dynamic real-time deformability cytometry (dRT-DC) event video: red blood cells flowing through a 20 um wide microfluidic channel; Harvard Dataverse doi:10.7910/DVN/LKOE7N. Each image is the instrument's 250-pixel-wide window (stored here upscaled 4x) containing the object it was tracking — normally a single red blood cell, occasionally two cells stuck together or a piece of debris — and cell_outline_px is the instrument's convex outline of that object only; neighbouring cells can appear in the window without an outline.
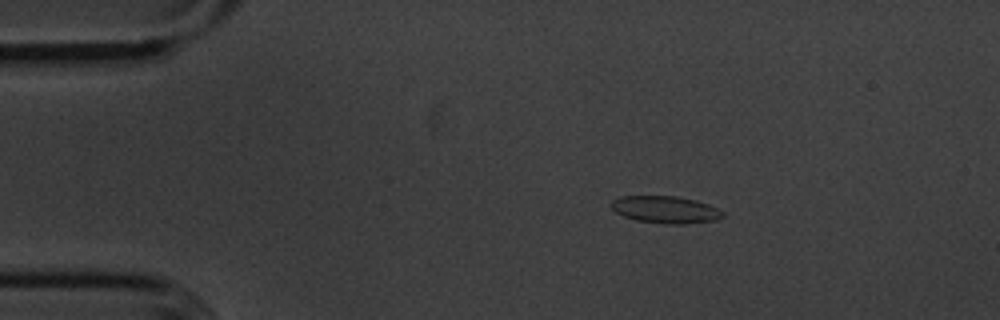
{"species": "common noctule bat (a hibernating species)", "species_latin": "Nyctalus noctula", "temperature_condition": "cold", "stored_images_in_passage": 47, "camera_frame_rate_fps": 3000, "um_per_image_px": 0.085, "animal": {"sex": "male", "body_mass_g": 20.1, "forearm_length_mm": 53.5}, "frame": {"image": 1, "passage_image": 1, "time_ms": 0.0, "image_size_px": [1000, 320], "cell_outline_px": [[724, 216], [716, 220], [684, 224], [668, 224], [636, 220], [624, 216], [616, 212], [608, 204], [612, 200], [620, 196], [676, 196], [696, 200], [708, 204], [724, 212]], "centroid_in_image_um": [56.55, 17.81], "position_along_channel_um": 28.5, "area_um2": 17.69}}
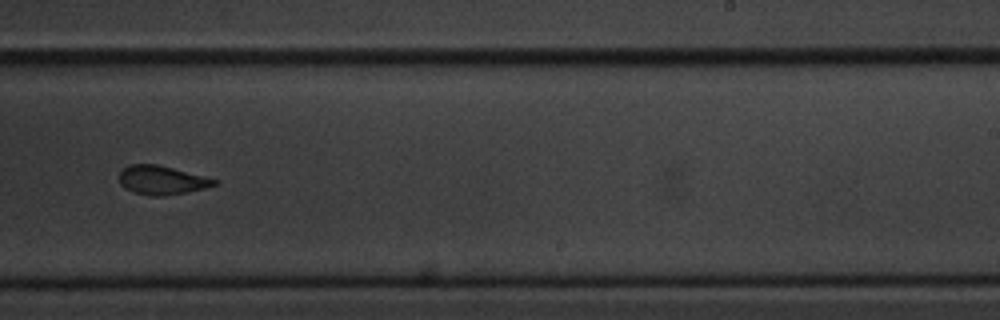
{"frame": {"image": 2, "passage_image": 26, "time_ms": 8.333, "image_size_px": [1000, 320], "cell_outline_px": [[216, 184], [204, 188], [188, 192], [164, 196], [152, 196], [132, 192], [124, 188], [120, 184], [120, 172], [128, 164], [156, 164], [172, 168], [216, 180]], "centroid_in_image_um": [13.68, 15.32], "position_along_channel_um": 275.3, "area_um2": 15.72}}
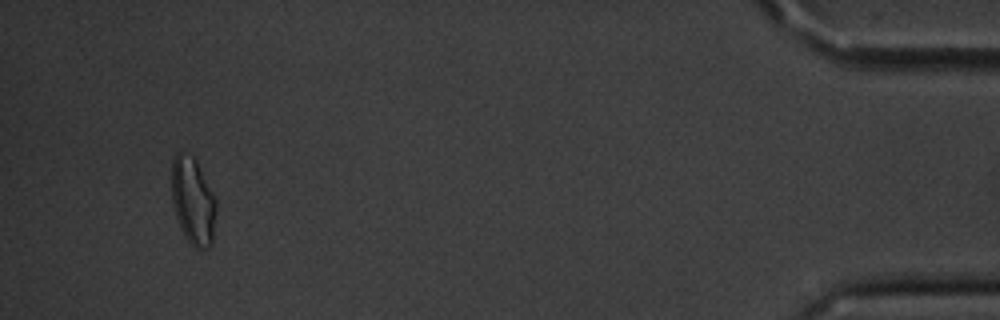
{"frame": {"image": 3, "passage_image": 44, "time_ms": 14.333, "image_size_px": [1000, 320], "cell_outline_px": [[216, 208], [212, 244], [208, 248], [196, 248], [184, 236], [180, 228], [172, 204], [172, 160], [176, 152], [180, 152], [192, 156], [196, 160], [216, 200]], "centroid_in_image_um": [16.39, 17.1], "position_along_channel_um": 418.8, "area_um2": 22.48}, "authors_computed_cell_mechanics": {"area_um2": 17.4556, "velocity_mm_per_s": 3.596, "shape_relaxation_time_tau1_ms": 3.6907, "shape_relaxation_time_tau2_ms": 1.9969, "deformation_change_tau1": 0.1168, "deformation_change_tau2": 0.0614}}